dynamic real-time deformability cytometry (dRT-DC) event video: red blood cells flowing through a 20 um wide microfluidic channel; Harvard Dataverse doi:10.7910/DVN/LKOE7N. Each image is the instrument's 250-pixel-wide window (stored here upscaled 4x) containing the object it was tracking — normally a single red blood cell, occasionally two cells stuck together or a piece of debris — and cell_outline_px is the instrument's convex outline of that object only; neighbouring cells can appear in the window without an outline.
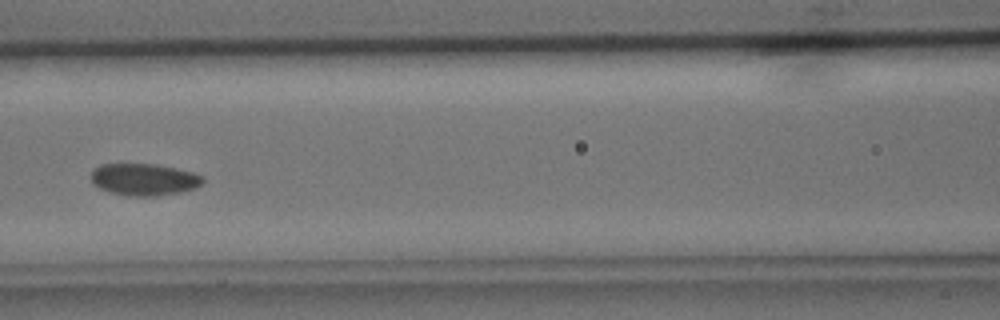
{"species": "common noctule bat (a hibernating species)", "species_latin": "Nyctalus noctula", "temperature_condition": "cold", "stored_images_in_passage": 6, "camera_frame_rate_fps": 3000, "um_per_image_px": 0.085, "animal": {"sex": "male", "body_mass_g": 15.6}, "frame": {"image": 1, "passage_image": 6, "time_ms": 6.0, "image_size_px": [1000, 320], "cell_outline_px": [[204, 180], [196, 188], [180, 192], [156, 196], [128, 196], [108, 192], [92, 184], [92, 168], [100, 164], [156, 164], [176, 168], [192, 172], [204, 176]], "centroid_in_image_um": [12.23, 15.25], "position_along_channel_um": 154.4, "area_um2": 20.98}}